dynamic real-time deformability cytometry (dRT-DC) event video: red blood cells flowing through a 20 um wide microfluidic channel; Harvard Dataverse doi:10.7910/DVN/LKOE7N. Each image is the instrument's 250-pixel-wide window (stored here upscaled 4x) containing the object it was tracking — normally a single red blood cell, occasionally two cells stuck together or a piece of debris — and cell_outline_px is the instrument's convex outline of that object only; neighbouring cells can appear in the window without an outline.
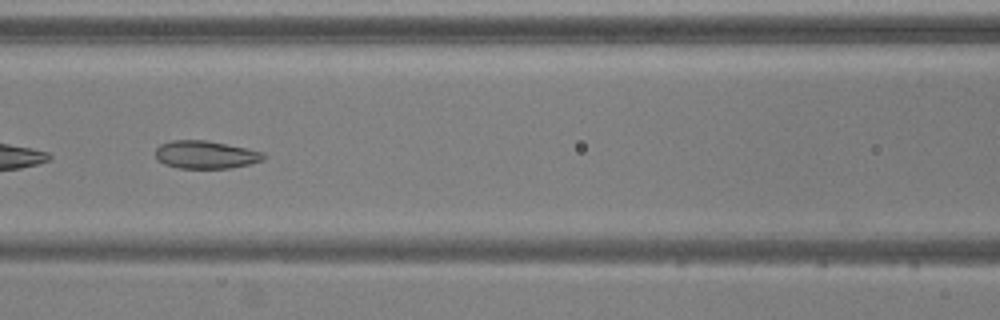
{"species": "common noctule bat (a hibernating species)", "species_latin": "Nyctalus noctula", "temperature_condition": "warm", "stored_images_in_passage": 31, "camera_frame_rate_fps": 3000, "um_per_image_px": 0.085, "animal": {"sex": "male", "body_mass_g": 20.5, "forearm_length_mm": 52.5}, "frame": {"image": 1, "passage_image": 23, "time_ms": 7.333, "image_size_px": [1000, 320], "cell_outline_px": [[268, 156], [264, 160], [248, 164], [228, 168], [176, 168], [164, 164], [156, 160], [156, 148], [160, 144], [172, 140], [204, 140], [248, 148], [264, 152]], "centroid_in_image_um": [17.48, 13.15], "position_along_channel_um": 149.1, "area_um2": 17.69}}